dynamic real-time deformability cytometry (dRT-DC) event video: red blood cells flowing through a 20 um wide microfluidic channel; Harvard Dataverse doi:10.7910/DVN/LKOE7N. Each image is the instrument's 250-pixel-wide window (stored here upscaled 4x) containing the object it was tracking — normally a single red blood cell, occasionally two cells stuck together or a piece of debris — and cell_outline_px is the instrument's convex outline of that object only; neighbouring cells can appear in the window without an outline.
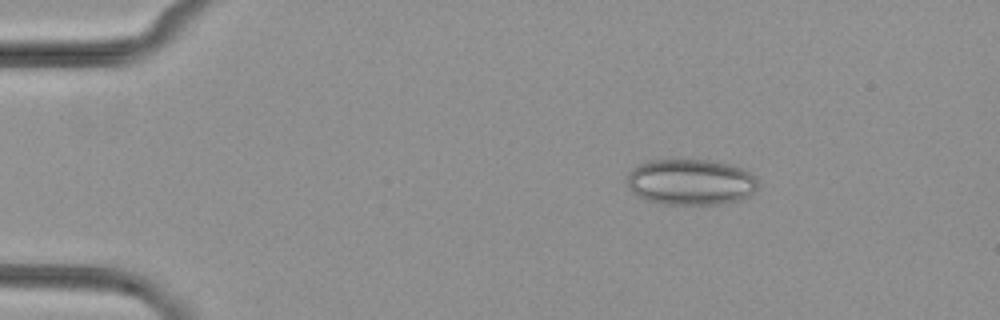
{"species": "common noctule bat (a hibernating species)", "species_latin": "Nyctalus noctula", "temperature_condition": "cold", "stored_images_in_passage": 52, "camera_frame_rate_fps": 3000, "um_per_image_px": 0.085, "animal": {"sex": "female", "body_mass_g": 29.2, "forearm_length_mm": 56.3}, "frame": {"image": 1, "passage_image": 8, "time_ms": 2.333, "image_size_px": [1000, 320], "cell_outline_px": [[756, 192], [740, 200], [720, 204], [664, 204], [648, 200], [632, 192], [628, 188], [628, 176], [640, 164], [648, 160], [672, 156], [716, 160], [740, 168], [756, 176]], "centroid_in_image_um": [58.71, 15.42], "position_along_channel_um": 26.3, "area_um2": 35.84}}
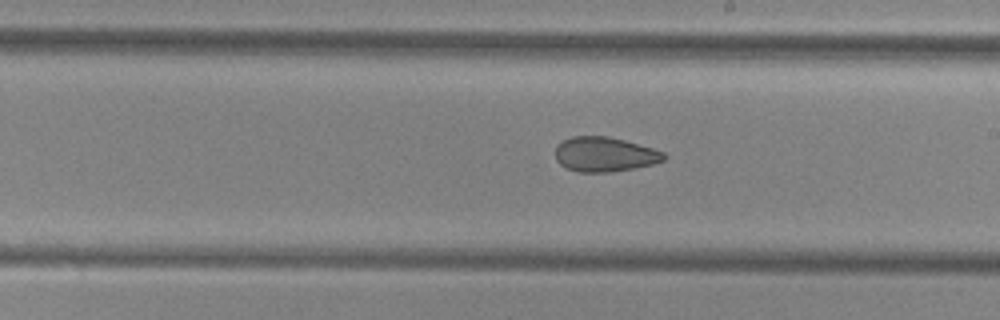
{"frame": {"image": 2, "passage_image": 30, "time_ms": 9.667, "image_size_px": [1000, 320], "cell_outline_px": [[668, 156], [664, 160], [652, 164], [612, 172], [576, 172], [560, 164], [556, 160], [556, 144], [572, 136], [608, 136], [624, 140], [652, 148], [664, 152]], "centroid_in_image_um": [51.38, 13.12], "position_along_channel_um": 237.6, "area_um2": 21.91}}
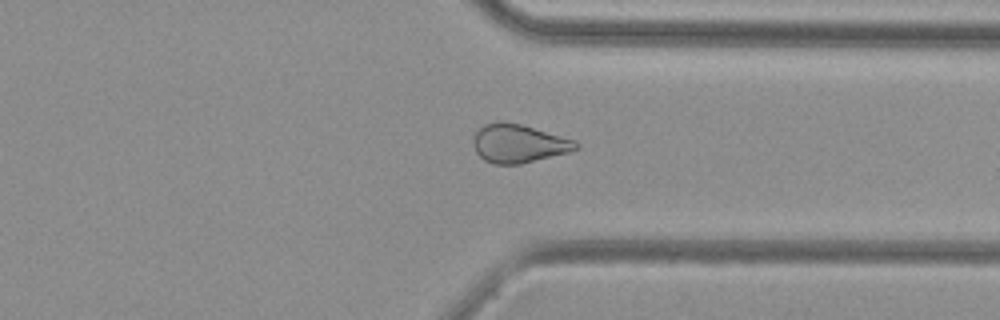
{"frame": {"image": 3, "passage_image": 40, "time_ms": 13.0, "image_size_px": [1000, 320], "cell_outline_px": [[580, 148], [568, 152], [520, 164], [492, 164], [484, 160], [476, 152], [472, 140], [476, 132], [484, 124], [520, 124], [576, 140], [580, 144]], "centroid_in_image_um": [44.11, 12.23], "position_along_channel_um": 367.3, "area_um2": 22.48}}